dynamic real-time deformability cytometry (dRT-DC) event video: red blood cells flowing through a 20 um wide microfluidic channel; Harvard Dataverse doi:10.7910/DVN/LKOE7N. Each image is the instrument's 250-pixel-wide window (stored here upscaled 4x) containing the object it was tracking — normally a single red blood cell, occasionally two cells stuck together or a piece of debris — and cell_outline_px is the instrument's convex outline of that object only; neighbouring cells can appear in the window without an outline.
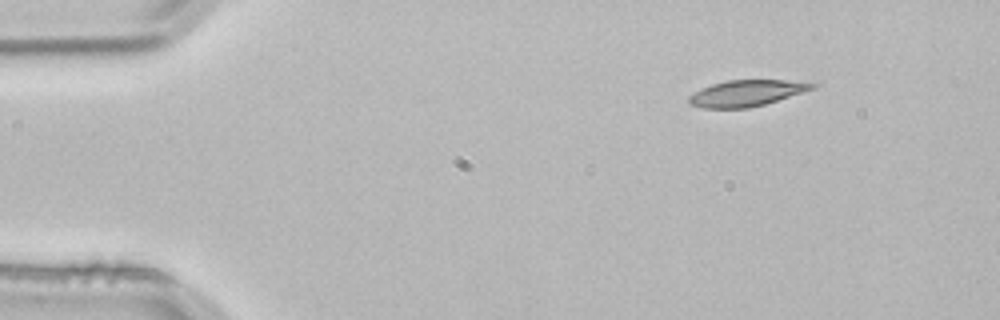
{"species": "common noctule bat (a hibernating species)", "species_latin": "Nyctalus noctula", "temperature_condition": "room temperature", "stored_images_in_passage": 2, "camera_frame_rate_fps": 3000, "um_per_image_px": 0.085, "animal": {"sex": "male", "body_mass_g": 21.5, "forearm_length_mm": 52.0}, "frame": {"image": 1, "passage_image": 1, "time_ms": 0.0, "image_size_px": [1000, 320], "cell_outline_px": [[820, 84], [816, 88], [764, 104], [748, 108], [704, 108], [688, 104], [688, 96], [712, 84], [728, 80], [784, 80]], "centroid_in_image_um": [63.46, 7.92], "position_along_channel_um": 21.5, "area_um2": 18.61}}
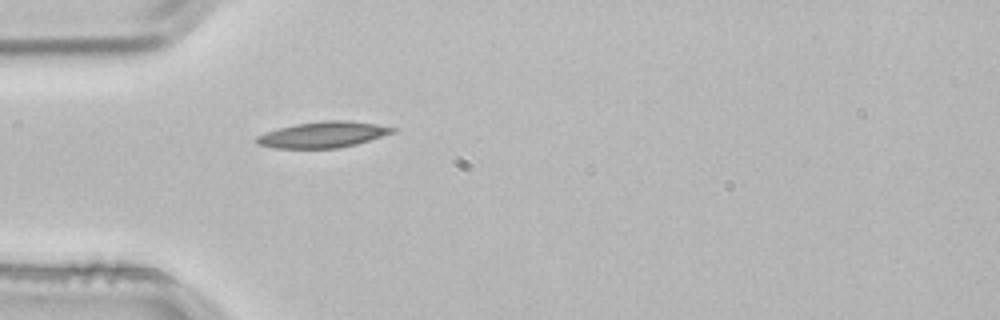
{"frame": {"image": 2, "passage_image": 2, "time_ms": 0.333, "image_size_px": [1000, 320], "cell_outline_px": [[400, 128], [396, 132], [356, 144], [336, 148], [276, 148], [256, 144], [256, 136], [264, 132], [296, 124], [320, 120], [348, 120], [376, 124]], "centroid_in_image_um": [27.48, 11.43], "position_along_channel_um": 57.5, "area_um2": 20.69}}